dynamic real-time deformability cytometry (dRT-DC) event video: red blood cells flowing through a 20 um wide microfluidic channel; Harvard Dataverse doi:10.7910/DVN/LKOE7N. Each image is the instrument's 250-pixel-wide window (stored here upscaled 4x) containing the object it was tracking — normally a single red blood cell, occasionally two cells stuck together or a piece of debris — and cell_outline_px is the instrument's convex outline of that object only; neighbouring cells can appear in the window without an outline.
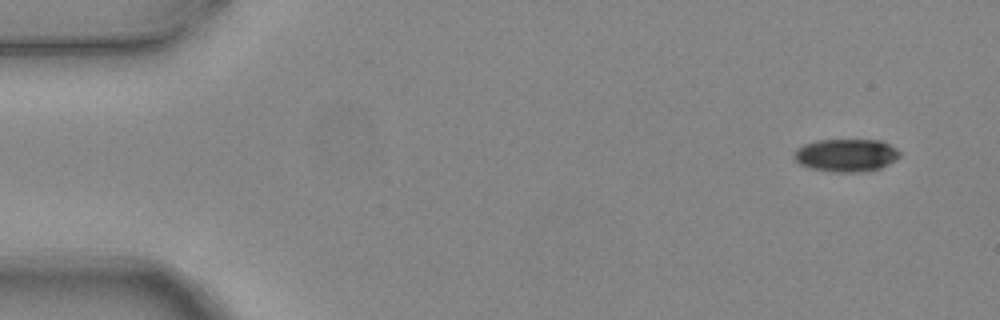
{"species": "common noctule bat (a hibernating species)", "species_latin": "Nyctalus noctula", "temperature_condition": "warm", "stored_images_in_passage": 8, "camera_frame_rate_fps": 3000, "um_per_image_px": 0.085, "animal": {"sex": "female", "body_mass_g": 24.6, "forearm_length_mm": 56.2}, "frame": {"image": 1, "passage_image": 1, "time_ms": 0.0, "image_size_px": [1000, 320], "cell_outline_px": [[900, 156], [896, 160], [880, 168], [868, 172], [836, 172], [808, 168], [800, 164], [792, 156], [792, 152], [796, 148], [804, 144], [820, 140], [880, 140], [896, 148], [900, 152]], "centroid_in_image_um": [71.91, 13.2], "position_along_channel_um": 13.1, "area_um2": 20.4}}
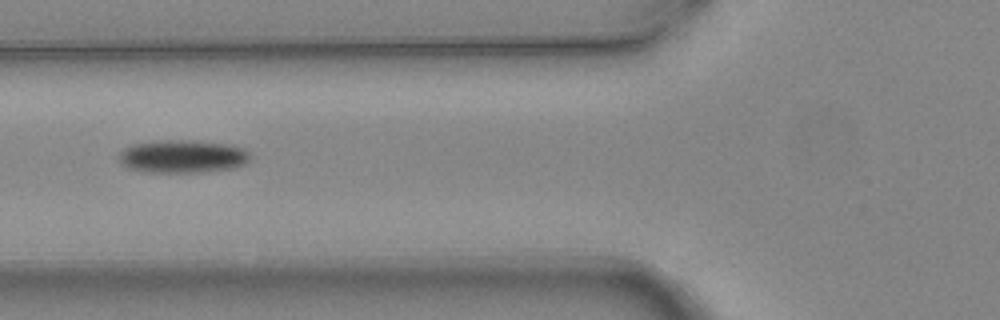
{"frame": {"image": 2, "passage_image": 5, "time_ms": 1.333, "image_size_px": [1000, 320], "cell_outline_px": [[248, 160], [244, 164], [232, 168], [204, 172], [148, 172], [128, 168], [120, 160], [120, 152], [124, 148], [132, 144], [152, 140], [196, 140], [228, 144], [244, 148], [248, 152]], "centroid_in_image_um": [15.51, 13.28], "position_along_channel_um": 110.3, "area_um2": 25.26}}
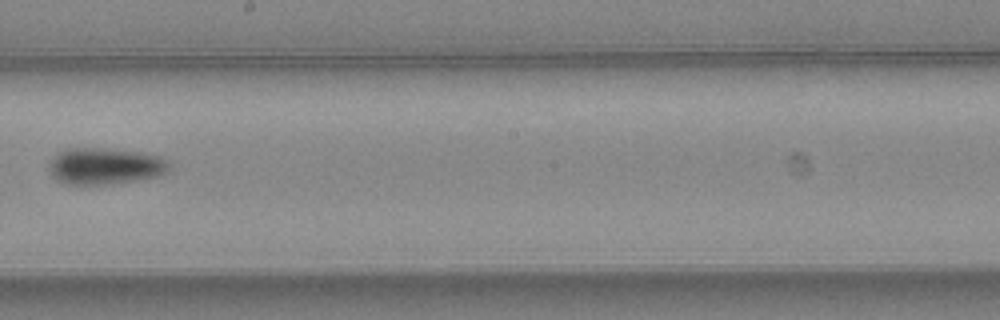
{"frame": {"image": 3, "passage_image": 8, "time_ms": 2.333, "image_size_px": [1000, 320], "cell_outline_px": [[168, 172], [160, 176], [136, 180], [108, 184], [64, 184], [56, 180], [52, 176], [48, 168], [48, 164], [56, 152], [68, 148], [100, 148], [140, 152], [156, 156], [168, 160]], "centroid_in_image_um": [8.87, 14.12], "position_along_channel_um": 239.3, "area_um2": 25.66}}